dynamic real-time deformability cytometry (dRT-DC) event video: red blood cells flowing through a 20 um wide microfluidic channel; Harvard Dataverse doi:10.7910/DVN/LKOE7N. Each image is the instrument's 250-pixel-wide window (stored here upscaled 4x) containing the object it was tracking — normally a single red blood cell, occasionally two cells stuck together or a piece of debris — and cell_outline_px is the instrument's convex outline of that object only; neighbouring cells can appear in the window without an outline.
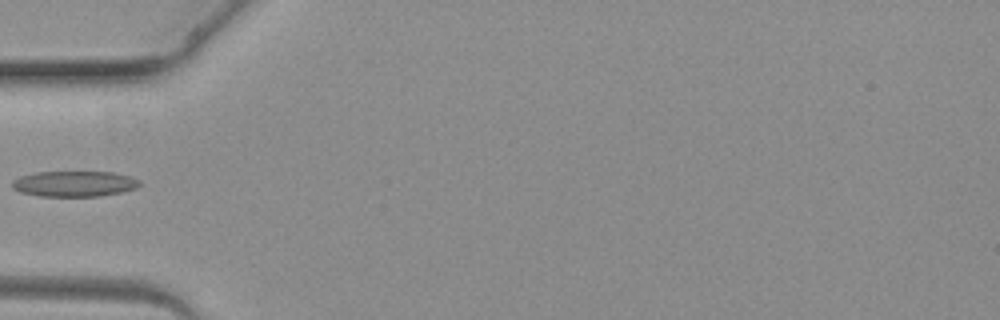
{"species": "common noctule bat (a hibernating species)", "species_latin": "Nyctalus noctula", "temperature_condition": "warm", "stored_images_in_passage": 3, "camera_frame_rate_fps": 3000, "um_per_image_px": 0.085, "animal": {"sex": "female", "body_mass_g": 19.3, "forearm_length_mm": 54.1}, "frame": {"image": 1, "passage_image": 3, "time_ms": 2.333, "image_size_px": [1000, 320], "cell_outline_px": [[140, 184], [136, 188], [120, 192], [100, 196], [40, 196], [20, 192], [12, 188], [12, 180], [20, 176], [36, 172], [112, 172], [132, 176], [140, 180]], "centroid_in_image_um": [6.31, 15.61], "position_along_channel_um": 78.7, "area_um2": 19.07}}